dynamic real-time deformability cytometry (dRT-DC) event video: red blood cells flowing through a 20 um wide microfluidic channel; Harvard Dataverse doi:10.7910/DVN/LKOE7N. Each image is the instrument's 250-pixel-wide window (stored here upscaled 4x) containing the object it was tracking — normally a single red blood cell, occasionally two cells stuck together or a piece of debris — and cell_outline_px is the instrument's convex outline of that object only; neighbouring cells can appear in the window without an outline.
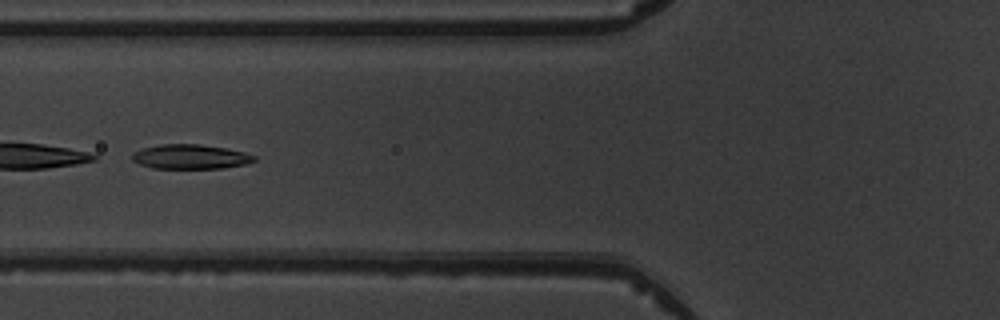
{"species": "common noctule bat (a hibernating species)", "species_latin": "Nyctalus noctula", "temperature_condition": "warm", "stored_images_in_passage": 6, "camera_frame_rate_fps": 3000, "um_per_image_px": 0.085, "animal": {"sex": "male", "body_mass_g": 19.5, "forearm_length_mm": 54.6}, "frame": {"image": 1, "passage_image": 6, "time_ms": 5.667, "image_size_px": [1000, 320], "cell_outline_px": [[256, 160], [244, 164], [224, 168], [152, 168], [140, 164], [132, 160], [132, 152], [144, 148], [160, 144], [200, 144], [224, 148], [244, 152], [256, 156]], "centroid_in_image_um": [16.17, 13.32], "position_along_channel_um": 109.6, "area_um2": 17.34}}